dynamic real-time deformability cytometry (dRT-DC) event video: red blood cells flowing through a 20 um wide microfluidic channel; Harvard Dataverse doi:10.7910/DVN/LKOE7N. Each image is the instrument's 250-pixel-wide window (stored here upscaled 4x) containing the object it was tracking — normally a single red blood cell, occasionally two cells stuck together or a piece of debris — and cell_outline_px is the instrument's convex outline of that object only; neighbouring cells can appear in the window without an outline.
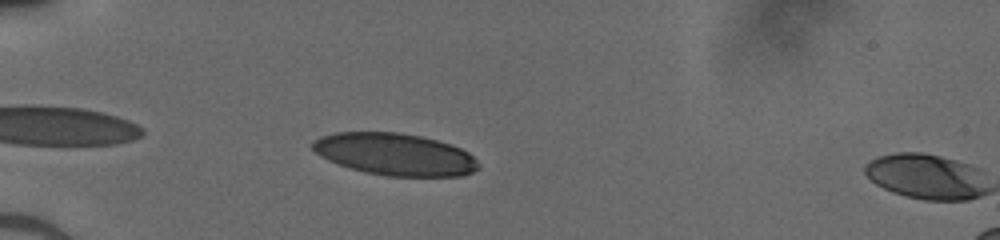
{"species": "human", "species_latin": "Homo sapiens", "temperature_condition": "cold", "stored_images_in_passage": 4, "camera_frame_rate_fps": 3000, "um_per_image_px": 0.085, "donor": {"sex": "male"}, "frame": {"image": 1, "passage_image": 3, "time_ms": 0.667, "image_size_px": [1000, 240], "cell_outline_px": [[480, 168], [472, 172], [460, 176], [384, 176], [364, 172], [328, 160], [320, 156], [312, 148], [312, 144], [320, 136], [336, 132], [400, 132], [420, 136], [436, 140], [460, 148], [468, 152], [480, 164]], "centroid_in_image_um": [33.58, 13.12], "position_along_channel_um": 51.4, "area_um2": 40.52}}